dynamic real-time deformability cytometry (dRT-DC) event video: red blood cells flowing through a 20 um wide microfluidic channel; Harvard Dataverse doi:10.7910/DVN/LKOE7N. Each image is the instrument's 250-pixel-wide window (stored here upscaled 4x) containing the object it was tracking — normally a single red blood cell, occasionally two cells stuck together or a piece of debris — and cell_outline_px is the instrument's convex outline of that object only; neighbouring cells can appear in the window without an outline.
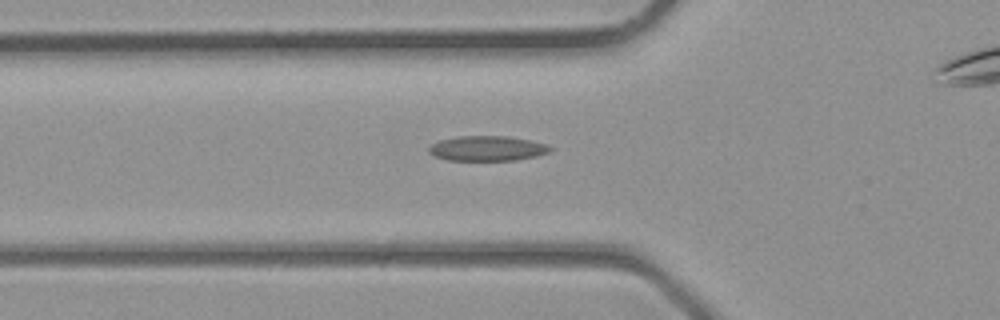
{"species": "common noctule bat (a hibernating species)", "species_latin": "Nyctalus noctula", "temperature_condition": "room temperature", "stored_images_in_passage": 27, "camera_frame_rate_fps": 3000, "um_per_image_px": 0.085, "animal": {"sex": "male", "body_mass_g": 23.1, "forearm_length_mm": 52.7}, "frame": {"image": 1, "passage_image": 7, "time_ms": 2.0, "image_size_px": [1000, 320], "cell_outline_px": [[552, 148], [548, 152], [536, 156], [516, 160], [448, 160], [436, 156], [428, 152], [428, 148], [432, 144], [440, 140], [456, 136], [508, 136], [528, 140], [544, 144]], "centroid_in_image_um": [41.38, 12.61], "position_along_channel_um": 84.4, "area_um2": 17.46}}
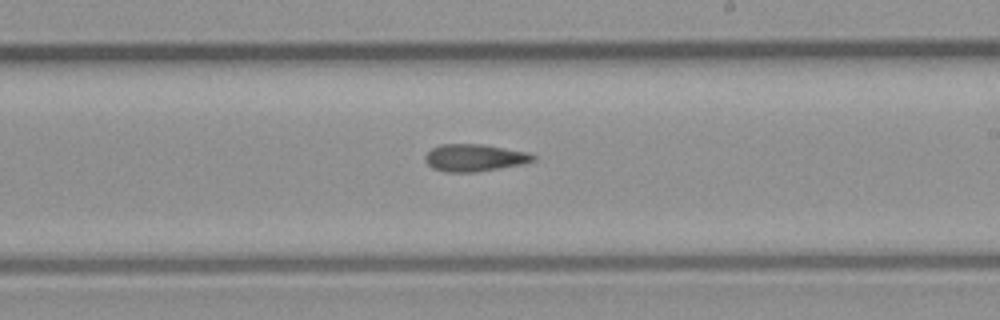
{"frame": {"image": 2, "passage_image": 16, "time_ms": 5.0, "image_size_px": [1000, 320], "cell_outline_px": [[536, 160], [524, 164], [476, 172], [448, 172], [432, 168], [424, 160], [424, 156], [432, 148], [440, 144], [484, 144], [528, 152], [536, 156]], "centroid_in_image_um": [40.35, 13.4], "position_along_channel_um": 248.6, "area_um2": 17.28}}
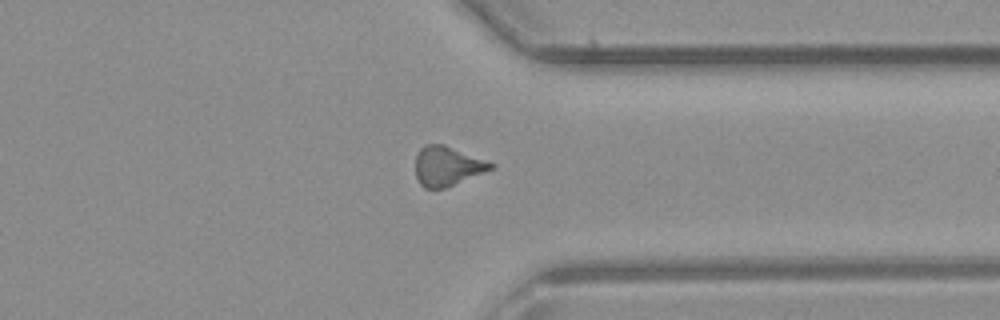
{"frame": {"image": 3, "passage_image": 23, "time_ms": 7.333, "image_size_px": [1000, 320], "cell_outline_px": [[496, 168], [444, 188], [424, 188], [420, 184], [416, 176], [416, 156], [420, 148], [428, 144], [444, 144], [496, 164]], "centroid_in_image_um": [38.04, 14.12], "position_along_channel_um": 373.4, "area_um2": 17.28}}